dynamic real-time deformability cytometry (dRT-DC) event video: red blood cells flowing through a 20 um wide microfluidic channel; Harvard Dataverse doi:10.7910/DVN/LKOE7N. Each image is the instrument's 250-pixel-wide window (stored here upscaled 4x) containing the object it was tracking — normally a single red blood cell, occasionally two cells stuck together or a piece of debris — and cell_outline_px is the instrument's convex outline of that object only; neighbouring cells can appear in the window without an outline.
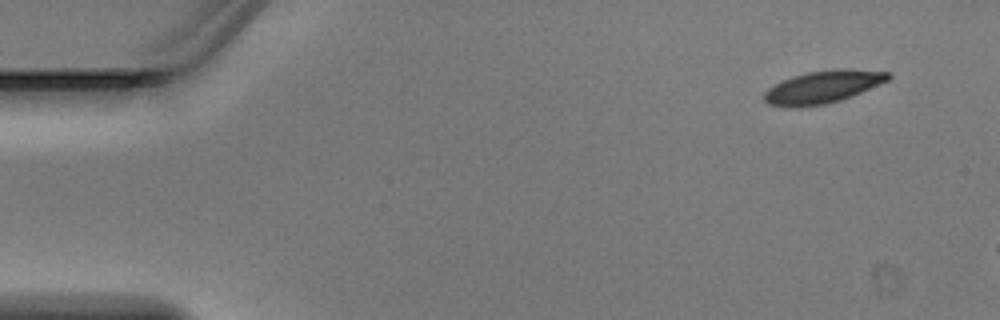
{"species": "Egyptian fruit bat (a non-hibernating species)", "species_latin": "Rousettus aegyptiacus", "temperature_condition": "warm", "stored_images_in_passage": 3, "camera_frame_rate_fps": 3000, "um_per_image_px": 0.085, "animal": {"sex": "male"}, "frame": {"image": 1, "passage_image": 1, "time_ms": 0.0, "image_size_px": [1000, 320], "cell_outline_px": [[892, 76], [888, 80], [852, 96], [840, 100], [824, 104], [800, 108], [788, 108], [768, 104], [764, 100], [764, 92], [768, 88], [792, 76], [808, 72], [840, 68], [888, 72]], "centroid_in_image_um": [69.91, 7.41], "position_along_channel_um": 15.1, "area_um2": 23.47}}